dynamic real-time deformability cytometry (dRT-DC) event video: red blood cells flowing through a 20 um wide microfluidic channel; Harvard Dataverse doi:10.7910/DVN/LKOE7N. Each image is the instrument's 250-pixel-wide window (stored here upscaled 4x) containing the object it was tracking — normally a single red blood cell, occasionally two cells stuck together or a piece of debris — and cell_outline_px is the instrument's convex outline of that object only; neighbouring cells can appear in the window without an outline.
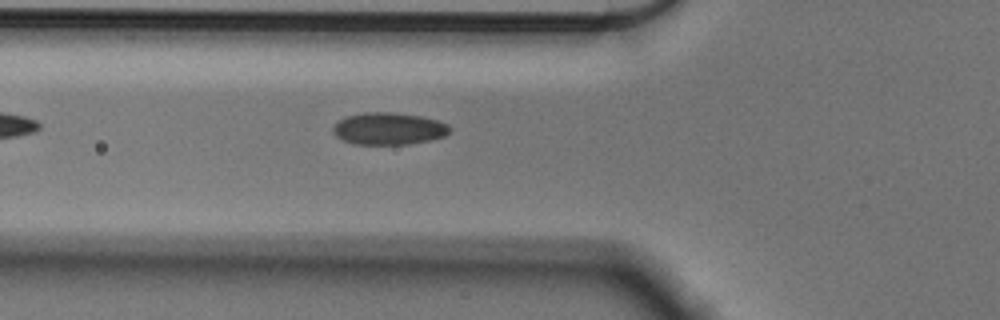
{"species": "Egyptian fruit bat (a non-hibernating species)", "species_latin": "Rousettus aegyptiacus", "temperature_condition": "cold", "stored_images_in_passage": 24, "camera_frame_rate_fps": 3000, "um_per_image_px": 0.085, "animal": {"sex": "male"}, "frame": {"image": 1, "passage_image": 3, "time_ms": 0.667, "image_size_px": [1000, 320], "cell_outline_px": [[452, 128], [444, 136], [428, 140], [408, 144], [352, 144], [336, 136], [332, 128], [340, 120], [348, 116], [364, 112], [392, 112], [420, 116], [436, 120], [448, 124]], "centroid_in_image_um": [33.04, 10.93], "position_along_channel_um": 92.8, "area_um2": 21.62}}
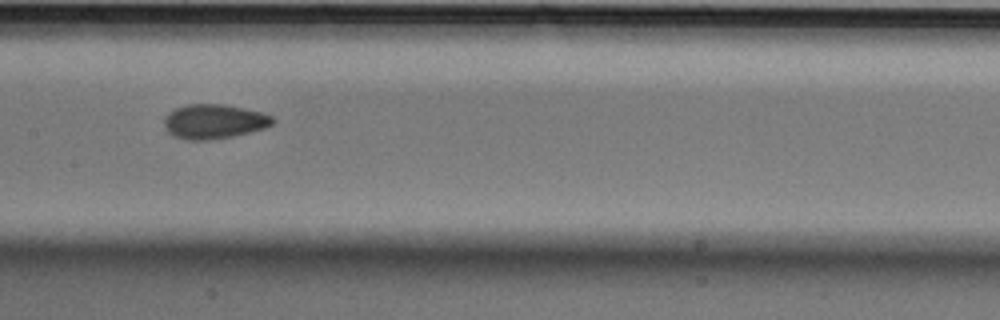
{"frame": {"image": 2, "passage_image": 11, "time_ms": 3.333, "image_size_px": [1000, 320], "cell_outline_px": [[276, 120], [272, 124], [264, 128], [232, 136], [208, 140], [188, 140], [172, 136], [168, 132], [164, 124], [164, 120], [168, 112], [176, 108], [188, 104], [224, 104], [244, 108], [260, 112], [272, 116]], "centroid_in_image_um": [18.17, 10.32], "position_along_channel_um": 189.2, "area_um2": 21.73}}
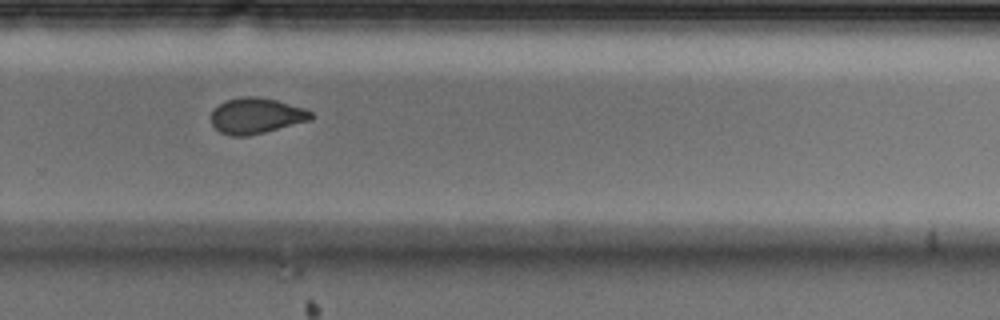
{"frame": {"image": 3, "passage_image": 21, "time_ms": 6.667, "image_size_px": [1000, 320], "cell_outline_px": [[312, 120], [248, 136], [232, 136], [220, 132], [212, 124], [212, 112], [224, 100], [244, 96], [256, 96], [276, 100], [304, 108], [312, 112]], "centroid_in_image_um": [21.78, 9.84], "position_along_channel_um": 308.0, "area_um2": 20.69}}